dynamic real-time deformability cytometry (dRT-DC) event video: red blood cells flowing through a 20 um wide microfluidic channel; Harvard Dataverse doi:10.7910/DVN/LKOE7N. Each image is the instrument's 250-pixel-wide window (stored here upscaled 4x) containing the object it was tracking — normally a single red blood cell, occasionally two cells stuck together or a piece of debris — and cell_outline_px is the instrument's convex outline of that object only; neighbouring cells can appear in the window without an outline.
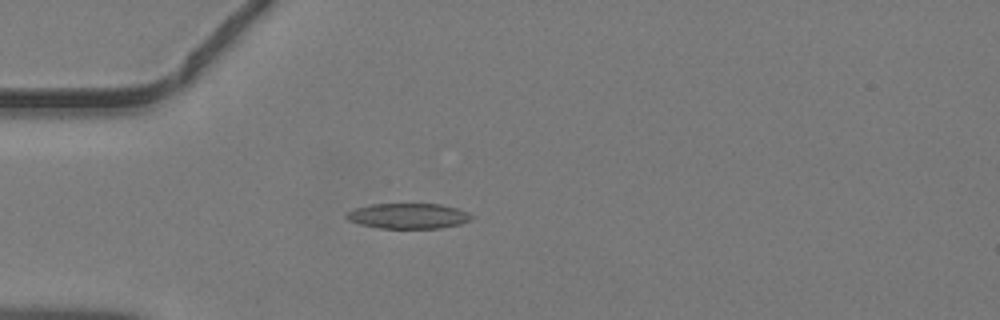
{"species": "common noctule bat (a hibernating species)", "species_latin": "Nyctalus noctula", "temperature_condition": "warm", "stored_images_in_passage": 33, "camera_frame_rate_fps": 3000, "um_per_image_px": 0.085, "animal": {"sex": "male", "body_mass_g": 19.2, "forearm_length_mm": 51.8}, "frame": {"image": 1, "passage_image": 2, "time_ms": 0.333, "image_size_px": [1000, 320], "cell_outline_px": [[472, 220], [460, 224], [440, 228], [380, 228], [360, 224], [348, 220], [344, 216], [348, 212], [356, 208], [372, 204], [440, 204], [456, 208], [468, 212], [472, 216]], "centroid_in_image_um": [34.71, 18.36], "position_along_channel_um": 50.3, "area_um2": 18.38}}
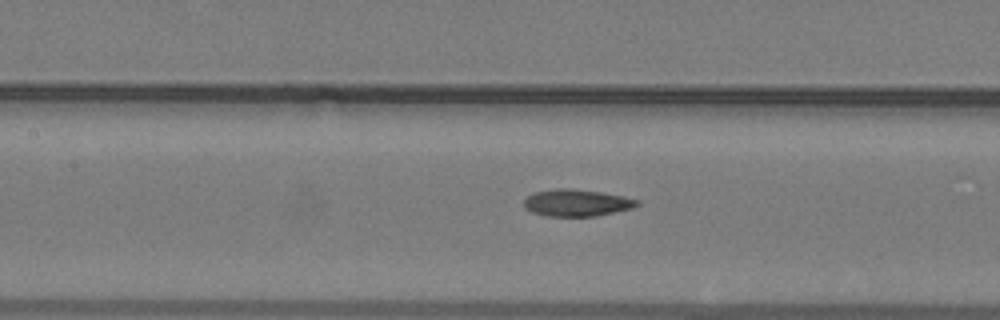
{"frame": {"image": 2, "passage_image": 10, "time_ms": 3.0, "image_size_px": [1000, 320], "cell_outline_px": [[640, 204], [632, 208], [596, 216], [548, 216], [532, 212], [524, 208], [524, 200], [528, 196], [536, 192], [556, 188], [572, 188], [600, 192], [640, 200]], "centroid_in_image_um": [49.01, 17.24], "position_along_channel_um": 158.4, "area_um2": 17.63}}
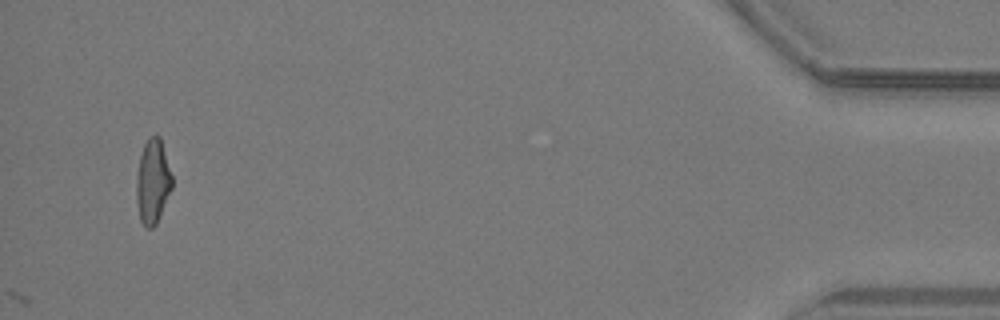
{"frame": {"image": 3, "passage_image": 33, "time_ms": 10.667, "image_size_px": [1000, 320], "cell_outline_px": [[172, 188], [156, 224], [152, 228], [144, 228], [140, 220], [136, 200], [136, 176], [140, 156], [144, 144], [148, 136], [156, 132], [160, 136], [172, 176]], "centroid_in_image_um": [12.97, 15.4], "position_along_channel_um": 422.2, "area_um2": 17.74}}